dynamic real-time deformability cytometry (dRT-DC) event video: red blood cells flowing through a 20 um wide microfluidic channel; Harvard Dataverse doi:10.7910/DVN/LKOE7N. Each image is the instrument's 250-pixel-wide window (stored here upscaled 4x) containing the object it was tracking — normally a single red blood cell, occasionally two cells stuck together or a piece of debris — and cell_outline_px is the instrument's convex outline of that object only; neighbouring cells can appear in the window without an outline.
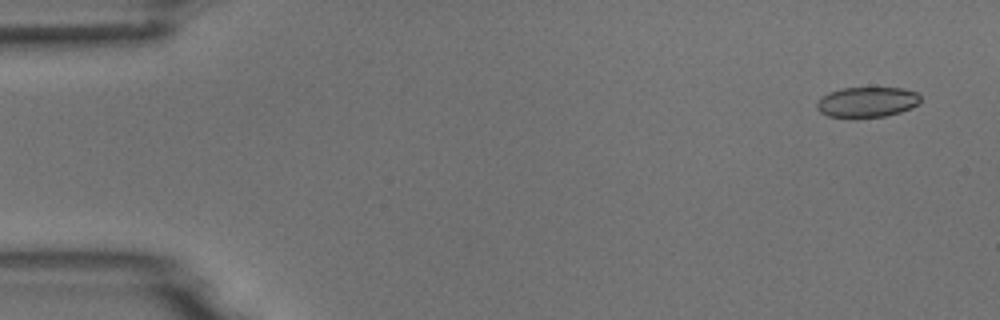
{"species": "common noctule bat (a hibernating species)", "species_latin": "Nyctalus noctula", "temperature_condition": "room temperature", "stored_images_in_passage": 4, "camera_frame_rate_fps": 3000, "um_per_image_px": 0.085, "animal": {"sex": "male", "body_mass_g": 18.8}, "frame": {"image": 1, "passage_image": 1, "time_ms": 0.0, "image_size_px": [1000, 320], "cell_outline_px": [[920, 100], [912, 108], [900, 112], [884, 116], [856, 120], [828, 116], [820, 112], [816, 108], [816, 104], [828, 92], [840, 88], [904, 88], [916, 92], [920, 96]], "centroid_in_image_um": [73.67, 8.71], "position_along_channel_um": 11.3, "area_um2": 18.73}}
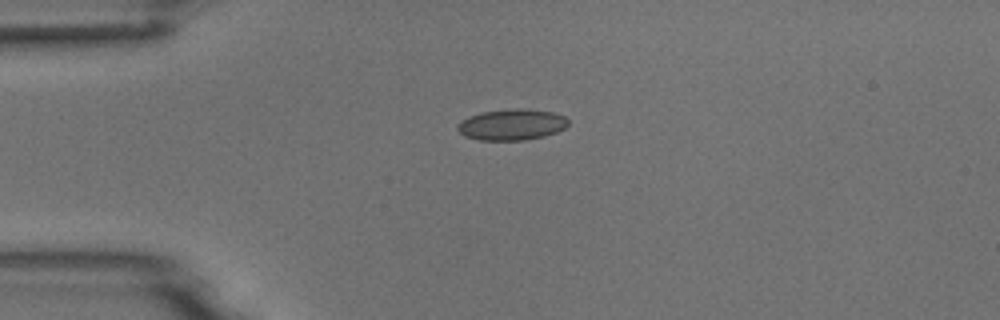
{"frame": {"image": 2, "passage_image": 3, "time_ms": 3.333, "image_size_px": [1000, 320], "cell_outline_px": [[568, 124], [564, 128], [556, 132], [544, 136], [524, 140], [480, 140], [464, 136], [456, 128], [468, 116], [480, 112], [516, 108], [528, 108], [552, 112], [564, 116], [568, 120]], "centroid_in_image_um": [43.51, 10.58], "position_along_channel_um": 41.5, "area_um2": 20.0}}